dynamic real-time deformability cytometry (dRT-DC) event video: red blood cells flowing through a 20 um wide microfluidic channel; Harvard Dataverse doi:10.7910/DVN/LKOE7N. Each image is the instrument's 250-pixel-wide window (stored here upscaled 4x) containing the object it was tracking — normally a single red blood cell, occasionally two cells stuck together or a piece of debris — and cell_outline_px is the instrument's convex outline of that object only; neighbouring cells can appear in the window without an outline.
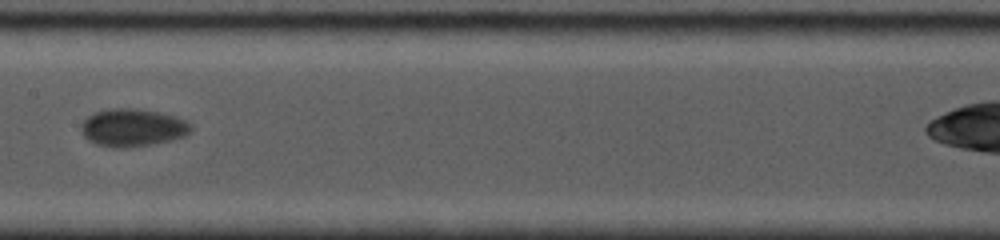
{"species": "common noctule bat (a hibernating species)", "species_latin": "Nyctalus noctula", "temperature_condition": "cold", "stored_images_in_passage": 11, "camera_frame_rate_fps": 5000, "um_per_image_px": 0.085, "animal": {"sex": "female", "body_mass_g": 19.0, "forearm_length_mm": 53.3}, "frame": {"image": 1, "passage_image": 4, "time_ms": 3.2, "image_size_px": [1000, 240], "cell_outline_px": [[192, 132], [184, 136], [172, 140], [152, 144], [124, 148], [112, 148], [96, 144], [88, 140], [84, 136], [80, 128], [84, 120], [88, 116], [96, 112], [108, 108], [136, 108], [160, 112], [176, 116], [188, 120], [192, 124]], "centroid_in_image_um": [11.31, 10.84], "position_along_channel_um": 196.1, "area_um2": 24.51}}
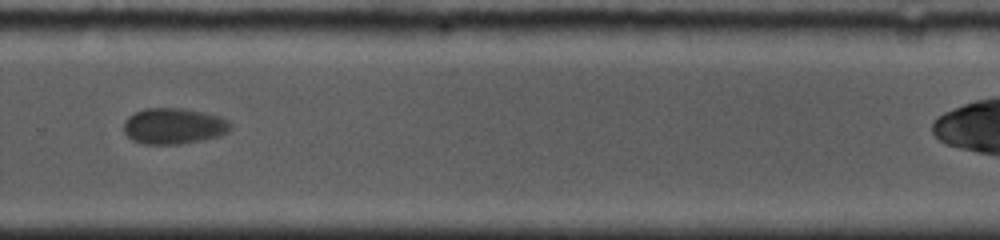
{"frame": {"image": 2, "passage_image": 7, "time_ms": 6.4, "image_size_px": [1000, 240], "cell_outline_px": [[232, 128], [228, 132], [220, 136], [180, 144], [140, 144], [132, 140], [124, 132], [124, 120], [128, 116], [136, 112], [148, 108], [184, 108], [204, 112], [220, 116], [228, 120], [232, 124]], "centroid_in_image_um": [14.78, 10.71], "position_along_channel_um": 315.0, "area_um2": 22.6}}
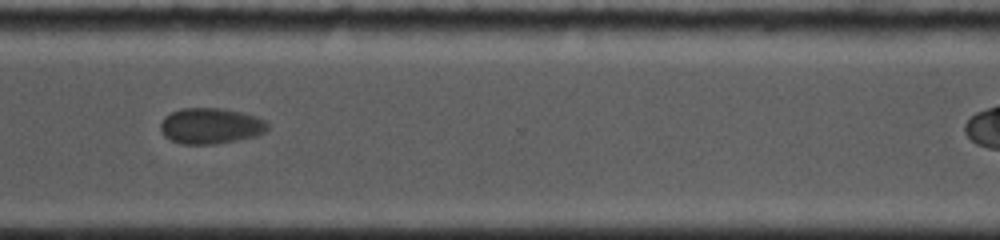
{"frame": {"image": 3, "passage_image": 8, "time_ms": 7.4, "image_size_px": [1000, 240], "cell_outline_px": [[268, 128], [264, 132], [256, 136], [216, 144], [180, 144], [164, 136], [160, 132], [160, 124], [164, 116], [180, 108], [220, 108], [240, 112], [256, 116], [264, 120], [268, 124]], "centroid_in_image_um": [17.87, 10.7], "position_along_channel_um": 352.7, "area_um2": 22.43}}